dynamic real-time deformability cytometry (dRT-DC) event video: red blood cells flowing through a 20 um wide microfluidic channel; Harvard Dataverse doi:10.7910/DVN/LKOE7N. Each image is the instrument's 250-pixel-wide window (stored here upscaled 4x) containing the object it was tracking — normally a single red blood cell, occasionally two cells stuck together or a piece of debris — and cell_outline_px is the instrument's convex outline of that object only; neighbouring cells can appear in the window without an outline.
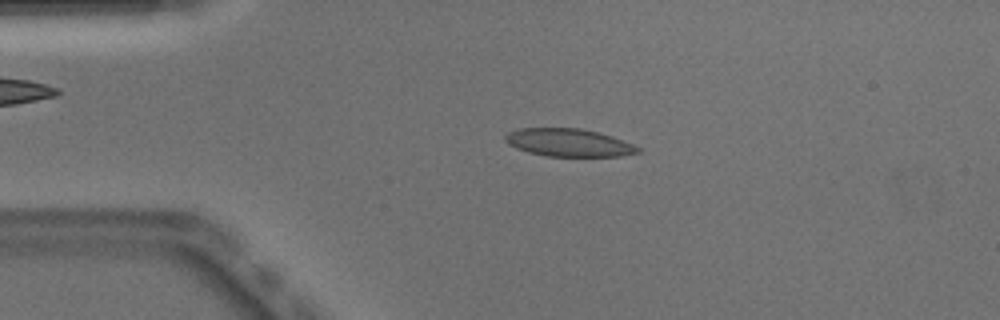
{"species": "Egyptian fruit bat (a non-hibernating species)", "species_latin": "Rousettus aegyptiacus", "temperature_condition": "warm", "stored_images_in_passage": 51, "camera_frame_rate_fps": 3000, "um_per_image_px": 0.085, "animal": {"sex": "male"}, "frame": {"image": 1, "passage_image": 11, "time_ms": 3.333, "image_size_px": [1000, 320], "cell_outline_px": [[640, 152], [620, 156], [548, 156], [528, 152], [516, 148], [508, 144], [504, 140], [504, 136], [508, 132], [520, 128], [580, 128], [612, 136], [632, 144], [640, 148]], "centroid_in_image_um": [48.3, 12.12], "position_along_channel_um": 36.7, "area_um2": 21.39}}
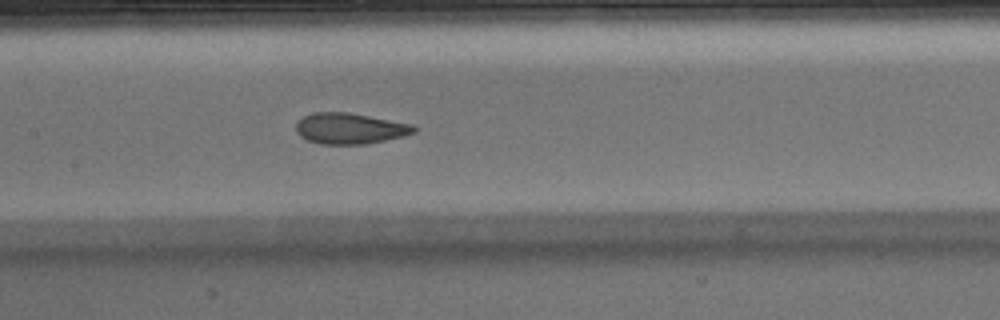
{"frame": {"image": 2, "passage_image": 24, "time_ms": 7.667, "image_size_px": [1000, 320], "cell_outline_px": [[416, 132], [404, 136], [364, 144], [320, 144], [308, 140], [300, 136], [296, 132], [296, 120], [312, 112], [348, 112], [412, 124], [416, 128]], "centroid_in_image_um": [29.7, 10.91], "position_along_channel_um": 177.7, "area_um2": 21.27}}
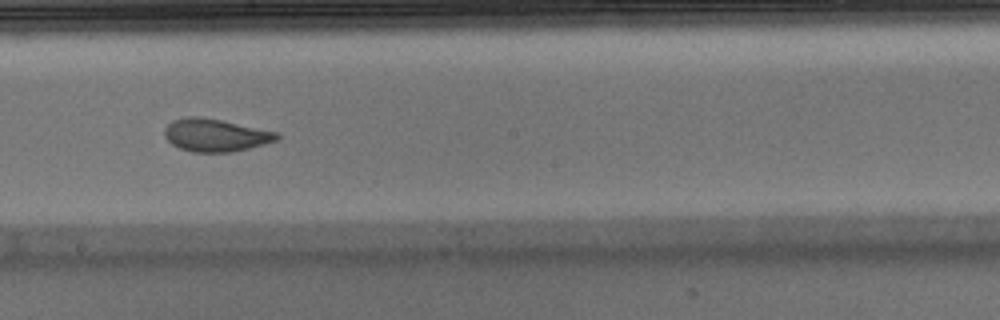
{"frame": {"image": 3, "passage_image": 28, "time_ms": 9.0, "image_size_px": [1000, 320], "cell_outline_px": [[280, 136], [276, 140], [264, 144], [232, 152], [192, 152], [180, 148], [172, 144], [164, 136], [164, 128], [172, 120], [184, 116], [200, 116], [280, 132]], "centroid_in_image_um": [18.3, 11.48], "position_along_channel_um": 229.9, "area_um2": 21.5}, "authors_computed_cell_mechanics": {"area_um2": 21.8484, "velocity_mm_per_s": 3.9289, "shape_relaxation_time_tau1_ms": 10.3499, "shape_relaxation_time_tau2_ms": 0.8878, "deformation_change_tau1": 0.2587, "deformation_change_tau2": 0.0561}}